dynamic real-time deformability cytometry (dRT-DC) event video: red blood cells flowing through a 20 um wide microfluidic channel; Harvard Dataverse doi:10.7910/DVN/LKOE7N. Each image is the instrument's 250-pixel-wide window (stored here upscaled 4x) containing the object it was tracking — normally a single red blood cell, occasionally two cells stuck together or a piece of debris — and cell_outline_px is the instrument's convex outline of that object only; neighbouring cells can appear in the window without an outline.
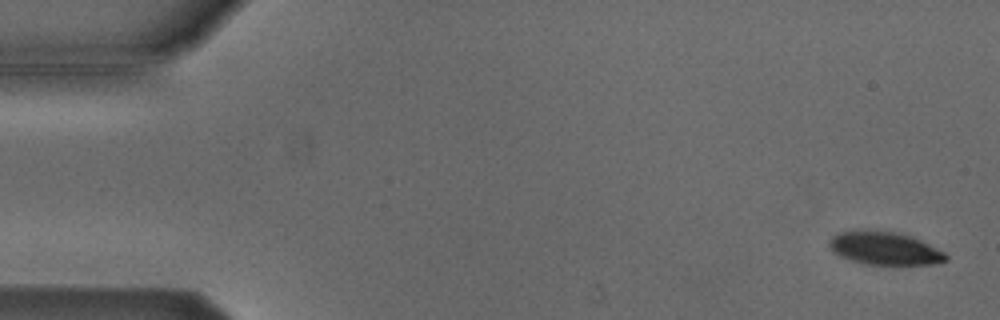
{"species": "Egyptian fruit bat (a non-hibernating species)", "species_latin": "Rousettus aegyptiacus", "temperature_condition": "cold", "stored_images_in_passage": 14, "camera_frame_rate_fps": 3000, "um_per_image_px": 0.085, "animal": {"sex": "male"}, "frame": {"image": 1, "passage_image": 2, "time_ms": 0.333, "image_size_px": [1000, 320], "cell_outline_px": [[948, 260], [940, 264], [864, 264], [840, 256], [832, 252], [828, 244], [828, 240], [836, 232], [856, 228], [864, 228], [892, 232], [912, 236], [944, 252], [948, 256]], "centroid_in_image_um": [75.13, 21.08], "position_along_channel_um": 9.9, "area_um2": 22.89}}
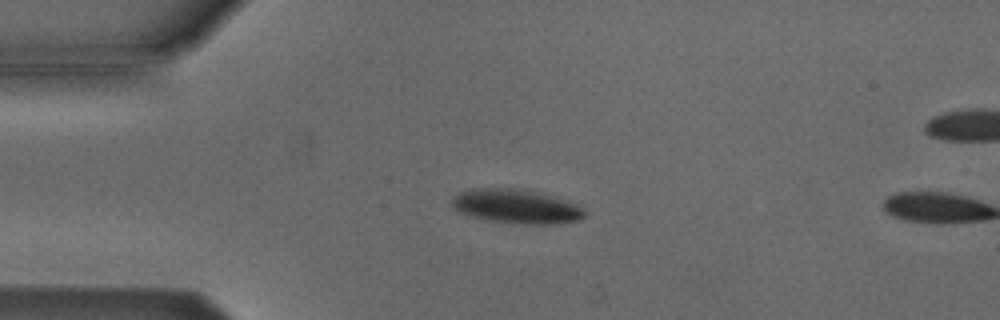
{"frame": {"image": 2, "passage_image": 13, "time_ms": 4.0, "image_size_px": [1000, 320], "cell_outline_px": [[584, 216], [580, 220], [552, 224], [520, 224], [484, 220], [456, 212], [448, 204], [460, 192], [468, 188], [524, 188], [568, 200], [584, 208]], "centroid_in_image_um": [43.84, 17.54], "position_along_channel_um": 41.2, "area_um2": 26.99}}